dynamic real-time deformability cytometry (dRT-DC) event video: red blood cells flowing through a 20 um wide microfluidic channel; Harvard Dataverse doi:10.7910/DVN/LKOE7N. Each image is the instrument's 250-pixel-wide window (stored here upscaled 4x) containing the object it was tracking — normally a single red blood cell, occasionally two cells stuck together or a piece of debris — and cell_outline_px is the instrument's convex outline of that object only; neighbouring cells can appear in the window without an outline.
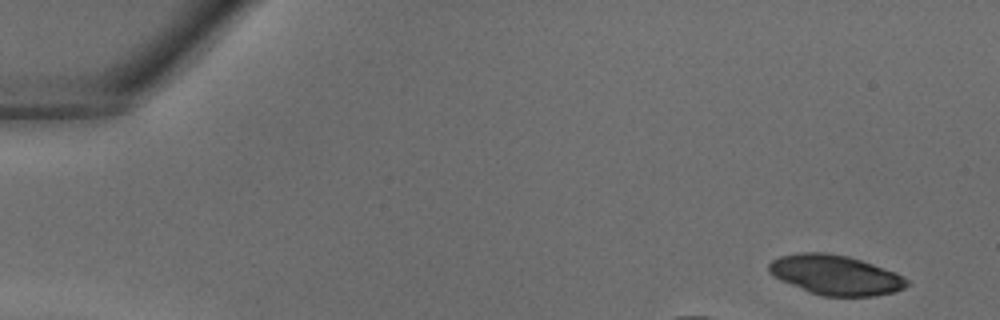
{"species": "common noctule bat (a hibernating species)", "species_latin": "Nyctalus noctula", "temperature_condition": "warm", "stored_images_in_passage": 30, "camera_frame_rate_fps": 3000, "um_per_image_px": 0.085, "animal": {"sex": "male", "body_mass_g": 18.8}, "frame": {"image": 1, "passage_image": 1, "time_ms": 0.0, "image_size_px": [1000, 320], "cell_outline_px": [[912, 284], [904, 288], [892, 292], [876, 296], [824, 296], [808, 292], [780, 280], [768, 272], [768, 264], [772, 260], [780, 256], [800, 252], [828, 252], [848, 256], [896, 272], [908, 280]], "centroid_in_image_um": [71.01, 23.37], "position_along_channel_um": 14.0, "area_um2": 32.14}}
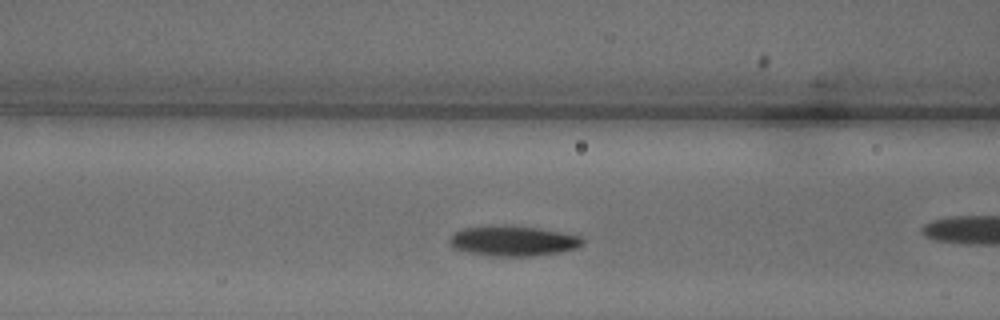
{"frame": {"image": 2, "passage_image": 12, "time_ms": 3.667, "image_size_px": [1000, 320], "cell_outline_px": [[584, 244], [576, 248], [560, 252], [528, 256], [488, 256], [468, 252], [456, 248], [448, 240], [456, 232], [464, 228], [536, 228], [560, 232], [580, 236], [584, 240]], "centroid_in_image_um": [43.68, 20.53], "position_along_channel_um": 122.9, "area_um2": 22.2}}
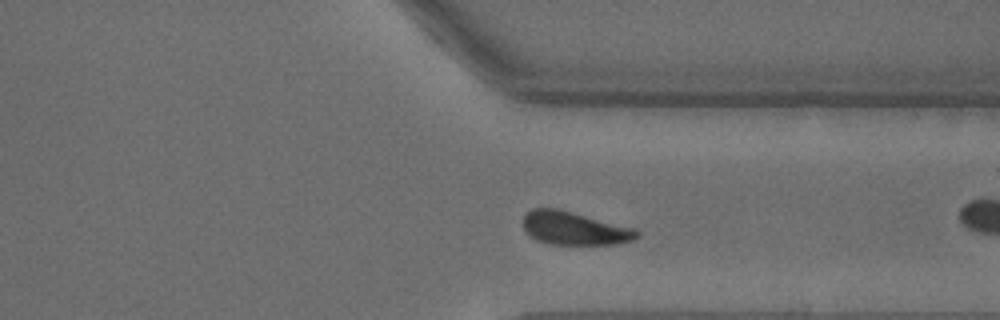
{"frame": {"image": 3, "passage_image": 26, "time_ms": 8.333, "image_size_px": [1000, 320], "cell_outline_px": [[640, 236], [632, 240], [616, 244], [552, 244], [540, 240], [532, 236], [524, 228], [524, 216], [532, 208], [556, 208], [636, 228], [640, 232]], "centroid_in_image_um": [48.88, 19.4], "position_along_channel_um": 362.5, "area_um2": 21.73}}